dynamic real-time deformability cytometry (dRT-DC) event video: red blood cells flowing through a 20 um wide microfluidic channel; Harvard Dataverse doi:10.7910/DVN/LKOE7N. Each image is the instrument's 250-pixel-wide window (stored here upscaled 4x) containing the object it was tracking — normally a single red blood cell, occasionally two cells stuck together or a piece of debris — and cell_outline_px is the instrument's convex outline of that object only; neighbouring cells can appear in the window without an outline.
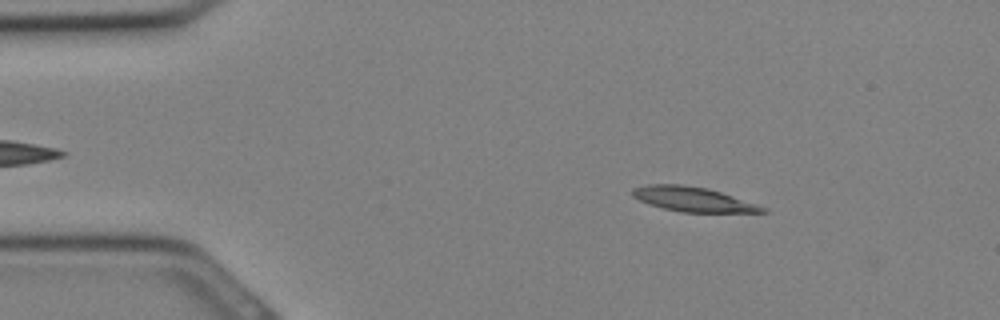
{"species": "Egyptian fruit bat (a non-hibernating species)", "species_latin": "Rousettus aegyptiacus", "temperature_condition": "cold", "stored_images_in_passage": 30, "camera_frame_rate_fps": 3000, "um_per_image_px": 0.085, "animal": {"sex": "female"}, "frame": {"image": 1, "passage_image": 4, "time_ms": 1.0, "image_size_px": [1000, 320], "cell_outline_px": [[768, 212], [680, 212], [648, 204], [632, 196], [632, 188], [648, 184], [680, 184], [708, 188], [768, 208]], "centroid_in_image_um": [58.87, 16.93], "position_along_channel_um": 26.1, "area_um2": 18.5}}
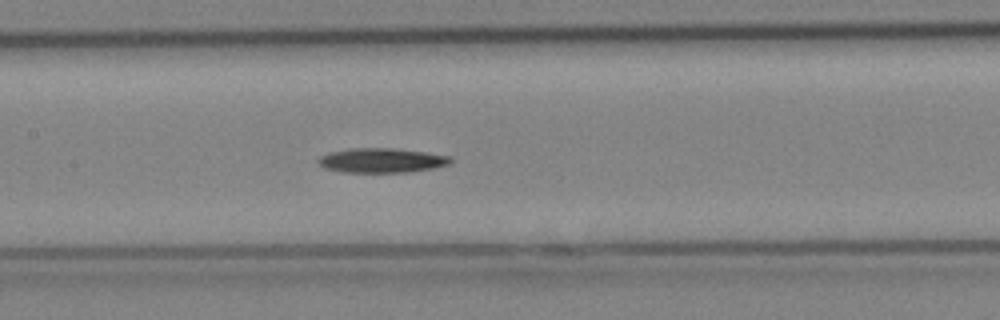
{"frame": {"image": 2, "passage_image": 14, "time_ms": 4.333, "image_size_px": [1000, 320], "cell_outline_px": [[452, 164], [432, 168], [408, 172], [344, 172], [324, 168], [316, 160], [320, 156], [328, 152], [348, 148], [396, 148], [452, 156]], "centroid_in_image_um": [32.44, 13.62], "position_along_channel_um": 175.0, "area_um2": 19.07}}
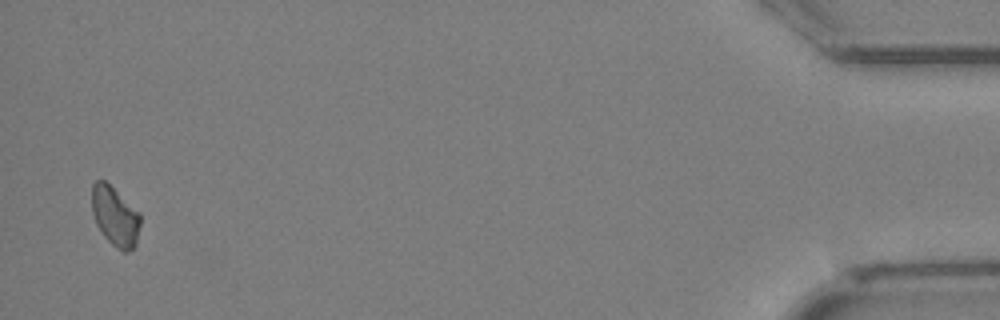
{"frame": {"image": 3, "passage_image": 30, "time_ms": 9.667, "image_size_px": [1000, 320], "cell_outline_px": [[140, 224], [136, 244], [132, 248], [124, 252], [116, 248], [104, 236], [96, 224], [92, 212], [92, 184], [96, 180], [104, 180], [140, 212]], "centroid_in_image_um": [9.78, 18.38], "position_along_channel_um": 425.4, "area_um2": 16.7}}